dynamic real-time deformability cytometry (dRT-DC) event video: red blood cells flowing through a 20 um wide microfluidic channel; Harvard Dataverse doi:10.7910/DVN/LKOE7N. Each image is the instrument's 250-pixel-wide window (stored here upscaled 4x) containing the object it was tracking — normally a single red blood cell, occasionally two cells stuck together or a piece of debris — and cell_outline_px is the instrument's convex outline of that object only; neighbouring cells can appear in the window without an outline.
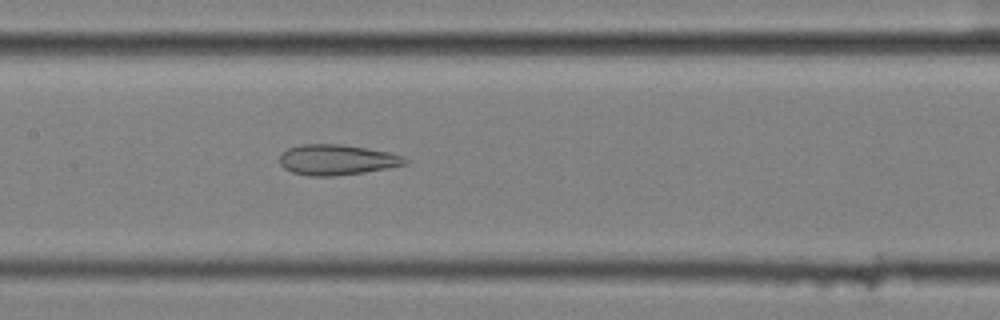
{"species": "common noctule bat (a hibernating species)", "species_latin": "Nyctalus noctula", "temperature_condition": "cold", "stored_images_in_passage": 50, "camera_frame_rate_fps": 3000, "um_per_image_px": 0.085, "animal": {"sex": "female", "body_mass_g": 25.1}, "frame": {"image": 1, "passage_image": 21, "time_ms": 6.667, "image_size_px": [1000, 320], "cell_outline_px": [[408, 164], [364, 172], [332, 176], [308, 176], [292, 172], [284, 168], [280, 164], [280, 156], [288, 148], [300, 144], [344, 144], [388, 152], [404, 156], [408, 160]], "centroid_in_image_um": [28.64, 13.58], "position_along_channel_um": 178.8, "area_um2": 22.25}}
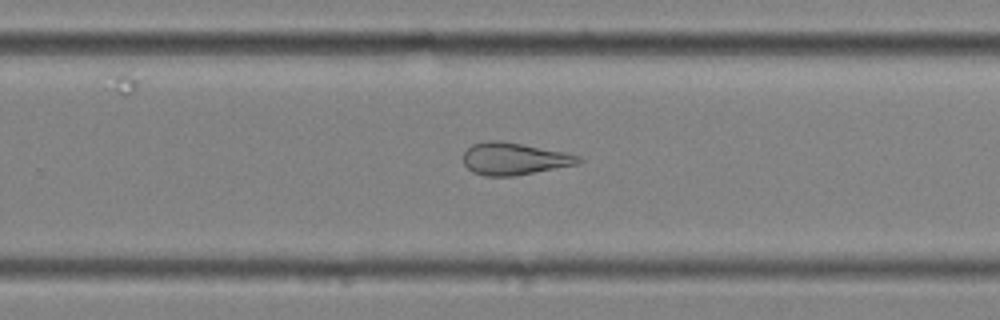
{"frame": {"image": 2, "passage_image": 30, "time_ms": 9.667, "image_size_px": [1000, 320], "cell_outline_px": [[584, 160], [576, 164], [512, 176], [484, 176], [472, 172], [464, 164], [464, 152], [472, 144], [484, 140], [500, 140], [564, 152], [580, 156]], "centroid_in_image_um": [43.66, 13.48], "position_along_channel_um": 286.1, "area_um2": 21.44}}
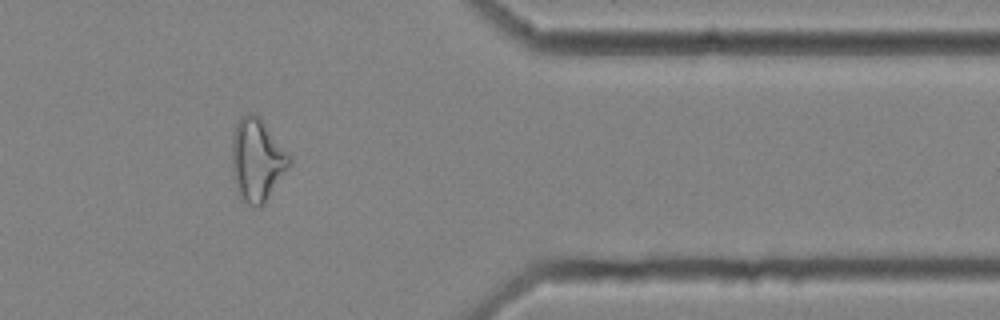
{"frame": {"image": 3, "passage_image": 40, "time_ms": 13.0, "image_size_px": [1000, 320], "cell_outline_px": [[292, 164], [264, 204], [260, 208], [256, 208], [240, 200], [236, 188], [232, 168], [232, 136], [236, 124], [240, 116], [248, 112], [256, 112], [260, 116], [292, 156]], "centroid_in_image_um": [21.87, 13.58], "position_along_channel_um": 389.5, "area_um2": 28.5}, "authors_computed_cell_mechanics": {"area_um2": 27.5995, "velocity_mm_per_s": 3.5816, "shape_relaxation_time_tau1_ms": null, "shape_relaxation_time_tau2_ms": 2.8978, "deformation_change_tau1": null, "deformation_change_tau2": 0.1397}}